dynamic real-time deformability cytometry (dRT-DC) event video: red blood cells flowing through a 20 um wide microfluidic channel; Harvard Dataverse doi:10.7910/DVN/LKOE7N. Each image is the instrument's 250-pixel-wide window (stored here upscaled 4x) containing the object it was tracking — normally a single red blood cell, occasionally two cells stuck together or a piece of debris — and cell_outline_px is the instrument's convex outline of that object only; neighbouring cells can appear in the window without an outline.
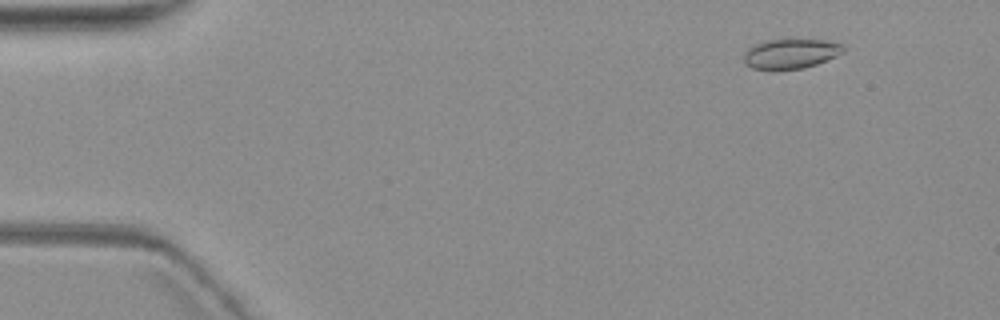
{"species": "common noctule bat (a hibernating species)", "species_latin": "Nyctalus noctula", "temperature_condition": "warm", "stored_images_in_passage": 6, "camera_frame_rate_fps": 3000, "um_per_image_px": 0.085, "animal": {"sex": "female", "body_mass_g": 19.3, "forearm_length_mm": 54.1}, "frame": {"image": 1, "passage_image": 2, "time_ms": 1.333, "image_size_px": [1000, 320], "cell_outline_px": [[844, 52], [836, 56], [816, 64], [804, 68], [772, 72], [752, 68], [744, 64], [744, 52], [748, 48], [764, 40], [820, 40], [844, 44]], "centroid_in_image_um": [67.16, 4.61], "position_along_channel_um": 17.8, "area_um2": 17.63}}